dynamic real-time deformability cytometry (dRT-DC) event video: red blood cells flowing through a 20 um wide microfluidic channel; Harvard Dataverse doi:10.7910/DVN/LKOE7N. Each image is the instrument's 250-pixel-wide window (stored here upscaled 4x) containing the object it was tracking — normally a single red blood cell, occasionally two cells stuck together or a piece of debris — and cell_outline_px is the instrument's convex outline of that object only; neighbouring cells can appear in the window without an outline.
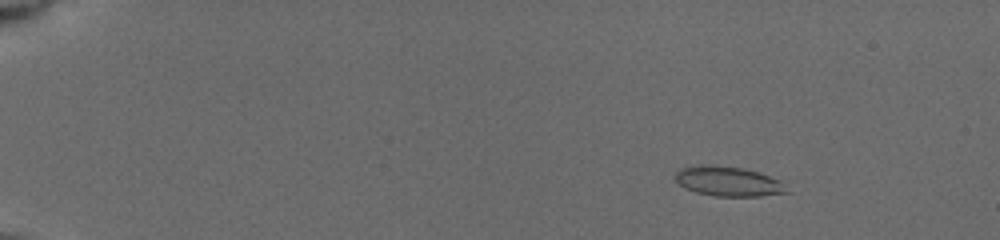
{"species": "common noctule bat (a hibernating species)", "species_latin": "Nyctalus noctula", "temperature_condition": "cold", "stored_images_in_passage": 19, "camera_frame_rate_fps": 3000, "um_per_image_px": 0.085, "animal": {"sex": "female", "body_mass_g": 19.5, "forearm_length_mm": 54.1}, "frame": {"image": 1, "passage_image": 4, "time_ms": 1.0, "image_size_px": [1000, 240], "cell_outline_px": [[792, 192], [760, 196], [712, 196], [696, 192], [684, 188], [676, 180], [676, 172], [680, 168], [700, 164], [712, 164], [744, 168], [760, 172], [780, 180]], "centroid_in_image_um": [61.93, 15.41], "position_along_channel_um": 23.1, "area_um2": 19.65}}
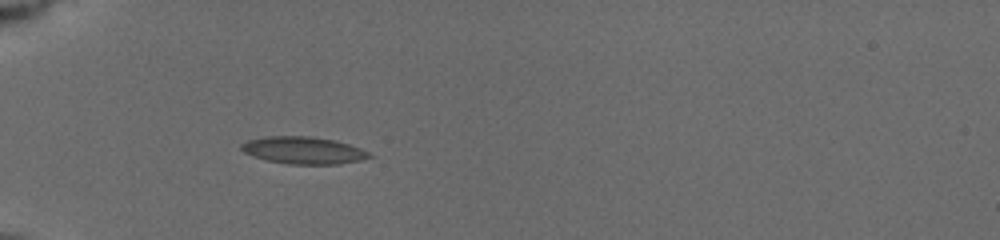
{"frame": {"image": 2, "passage_image": 13, "time_ms": 4.667, "image_size_px": [1000, 240], "cell_outline_px": [[376, 156], [360, 160], [336, 164], [288, 164], [268, 160], [252, 156], [244, 152], [240, 148], [240, 144], [248, 140], [268, 136], [312, 136], [336, 140], [360, 148]], "centroid_in_image_um": [25.79, 12.77], "position_along_channel_um": 59.2, "area_um2": 20.29}}
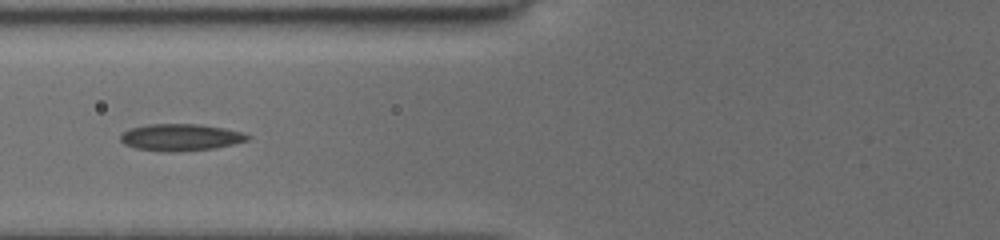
{"frame": {"image": 3, "passage_image": 17, "time_ms": 6.333, "image_size_px": [1000, 240], "cell_outline_px": [[252, 136], [248, 140], [216, 148], [172, 152], [164, 152], [136, 148], [124, 144], [120, 140], [120, 136], [124, 132], [132, 128], [148, 124], [196, 124], [224, 128], [240, 132]], "centroid_in_image_um": [15.35, 11.68], "position_along_channel_um": 110.5, "area_um2": 19.77}}